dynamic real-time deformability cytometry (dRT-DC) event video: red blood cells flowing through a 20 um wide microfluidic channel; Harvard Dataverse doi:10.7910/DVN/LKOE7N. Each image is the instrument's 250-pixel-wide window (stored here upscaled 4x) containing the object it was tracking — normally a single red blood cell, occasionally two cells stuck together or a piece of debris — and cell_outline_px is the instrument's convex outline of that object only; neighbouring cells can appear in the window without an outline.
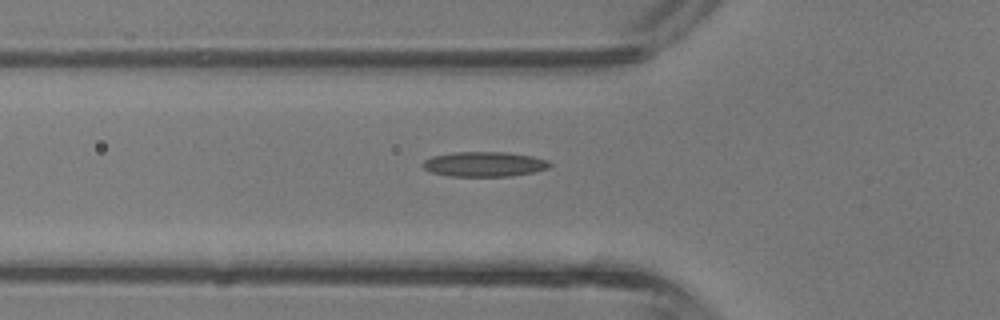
{"species": "common noctule bat (a hibernating species)", "species_latin": "Nyctalus noctula", "temperature_condition": "room temperature", "stored_images_in_passage": 39, "camera_frame_rate_fps": 3000, "um_per_image_px": 0.085, "animal": {"sex": "male", "body_mass_g": 13.3}, "frame": {"image": 1, "passage_image": 15, "time_ms": 4.667, "image_size_px": [1000, 320], "cell_outline_px": [[552, 164], [548, 168], [536, 172], [512, 176], [448, 176], [432, 172], [424, 168], [424, 160], [432, 156], [452, 152], [508, 152], [532, 156], [548, 160]], "centroid_in_image_um": [41.21, 13.95], "position_along_channel_um": 84.6, "area_um2": 18.5}}
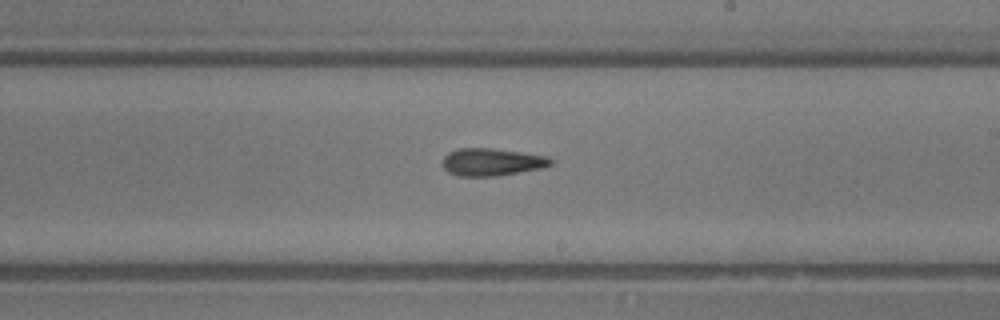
{"frame": {"image": 2, "passage_image": 25, "time_ms": 8.0, "image_size_px": [1000, 320], "cell_outline_px": [[556, 160], [552, 164], [544, 168], [496, 176], [456, 176], [448, 172], [444, 168], [444, 156], [448, 152], [460, 148], [492, 148], [548, 156]], "centroid_in_image_um": [41.85, 13.77], "position_along_channel_um": 247.1, "area_um2": 17.46}}
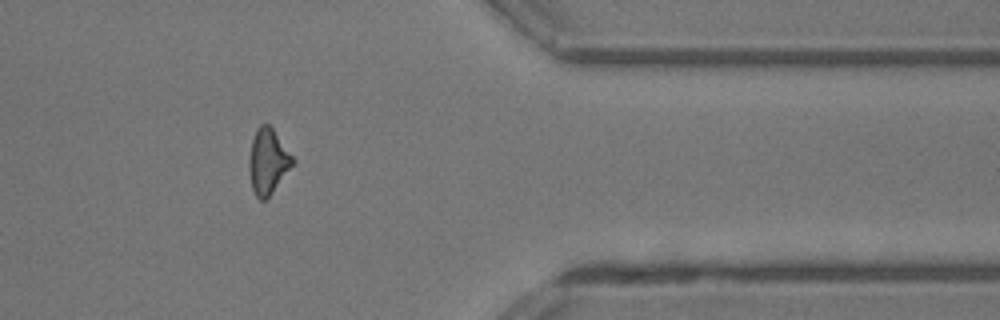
{"frame": {"image": 3, "passage_image": 35, "time_ms": 11.333, "image_size_px": [1000, 320], "cell_outline_px": [[296, 160], [268, 200], [260, 200], [256, 196], [252, 188], [248, 168], [248, 160], [252, 140], [256, 128], [260, 124], [268, 124], [272, 128]], "centroid_in_image_um": [22.77, 13.75], "position_along_channel_um": 388.6, "area_um2": 16.76}, "authors_computed_cell_mechanics": {"area_um2": 17.34, "velocity_mm_per_s": 4.8585, "shape_relaxation_time_tau1_ms": 6.0194, "shape_relaxation_time_tau2_ms": 2.8618, "deformation_change_tau1": 0.1525, "deformation_change_tau2": 0.1434}}